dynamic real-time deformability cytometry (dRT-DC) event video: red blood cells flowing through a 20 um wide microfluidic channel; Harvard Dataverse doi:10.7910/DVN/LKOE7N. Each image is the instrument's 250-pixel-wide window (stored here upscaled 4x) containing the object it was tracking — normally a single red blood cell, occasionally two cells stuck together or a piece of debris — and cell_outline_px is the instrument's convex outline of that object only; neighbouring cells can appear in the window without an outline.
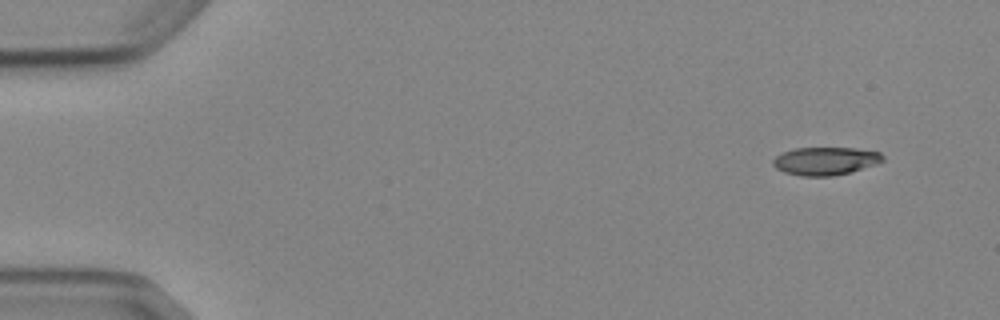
{"species": "Egyptian fruit bat (a non-hibernating species)", "species_latin": "Rousettus aegyptiacus", "temperature_condition": "cold", "stored_images_in_passage": 6, "camera_frame_rate_fps": 3000, "um_per_image_px": 0.085, "animal": {"sex": "female"}, "frame": {"image": 1, "passage_image": 1, "time_ms": 0.0, "image_size_px": [1000, 320], "cell_outline_px": [[884, 160], [876, 164], [848, 172], [832, 176], [800, 176], [784, 172], [776, 168], [772, 164], [772, 160], [780, 152], [796, 148], [856, 148], [880, 152], [884, 156]], "centroid_in_image_um": [70.13, 13.68], "position_along_channel_um": 14.9, "area_um2": 17.92}}
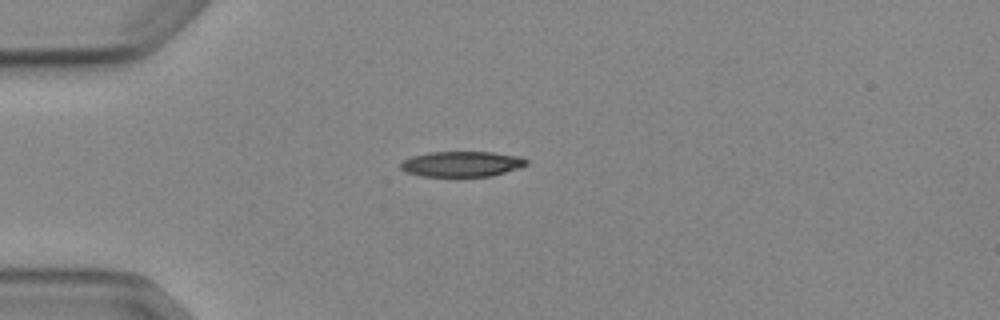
{"frame": {"image": 2, "passage_image": 4, "time_ms": 3.333, "image_size_px": [1000, 320], "cell_outline_px": [[528, 164], [520, 168], [492, 176], [420, 176], [408, 172], [400, 168], [400, 160], [412, 156], [428, 152], [492, 152], [520, 156], [528, 160]], "centroid_in_image_um": [39.25, 13.93], "position_along_channel_um": 45.7, "area_um2": 18.79}}
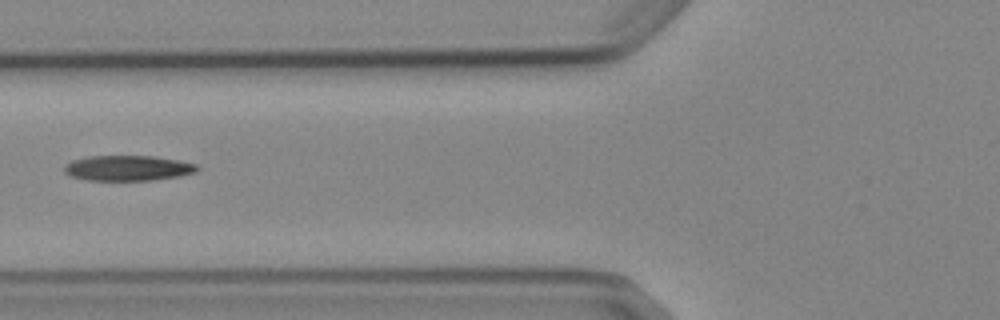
{"frame": {"image": 3, "passage_image": 6, "time_ms": 5.667, "image_size_px": [1000, 320], "cell_outline_px": [[200, 168], [196, 172], [180, 176], [152, 180], [88, 180], [72, 176], [64, 172], [64, 164], [72, 160], [88, 156], [152, 156], [180, 160], [196, 164]], "centroid_in_image_um": [10.88, 14.28], "position_along_channel_um": 114.9, "area_um2": 19.65}}